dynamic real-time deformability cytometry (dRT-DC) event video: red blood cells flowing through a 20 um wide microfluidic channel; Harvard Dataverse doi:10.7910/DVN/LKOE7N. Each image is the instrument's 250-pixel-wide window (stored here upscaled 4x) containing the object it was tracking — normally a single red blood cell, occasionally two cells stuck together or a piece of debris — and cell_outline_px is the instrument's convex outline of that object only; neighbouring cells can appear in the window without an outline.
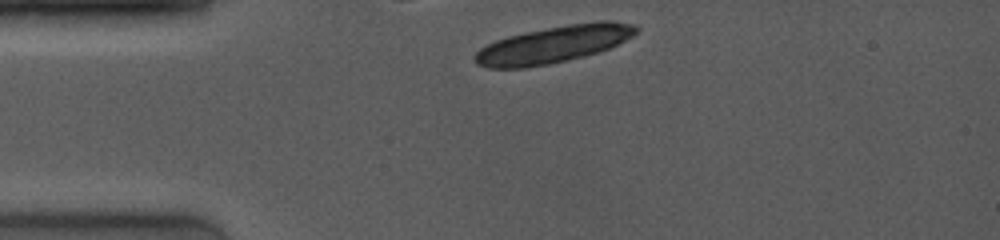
{"species": "common noctule bat (a hibernating species)", "species_latin": "Nyctalus noctula", "temperature_condition": "room temperature", "stored_images_in_passage": 1, "camera_frame_rate_fps": 4000, "um_per_image_px": 0.085, "animal": {"sex": "female", "body_mass_g": 19.0, "forearm_length_mm": 53.3}, "frame": {"image": 1, "passage_image": 1, "time_ms": 0.0, "image_size_px": [1000, 240], "cell_outline_px": [[640, 28], [632, 36], [608, 48], [584, 56], [548, 64], [524, 68], [488, 68], [476, 64], [472, 60], [472, 56], [480, 48], [496, 40], [508, 36], [524, 32], [568, 24], [600, 20], [612, 20], [636, 24]], "centroid_in_image_um": [47.03, 3.76], "position_along_channel_um": 38.0, "area_um2": 34.8}}